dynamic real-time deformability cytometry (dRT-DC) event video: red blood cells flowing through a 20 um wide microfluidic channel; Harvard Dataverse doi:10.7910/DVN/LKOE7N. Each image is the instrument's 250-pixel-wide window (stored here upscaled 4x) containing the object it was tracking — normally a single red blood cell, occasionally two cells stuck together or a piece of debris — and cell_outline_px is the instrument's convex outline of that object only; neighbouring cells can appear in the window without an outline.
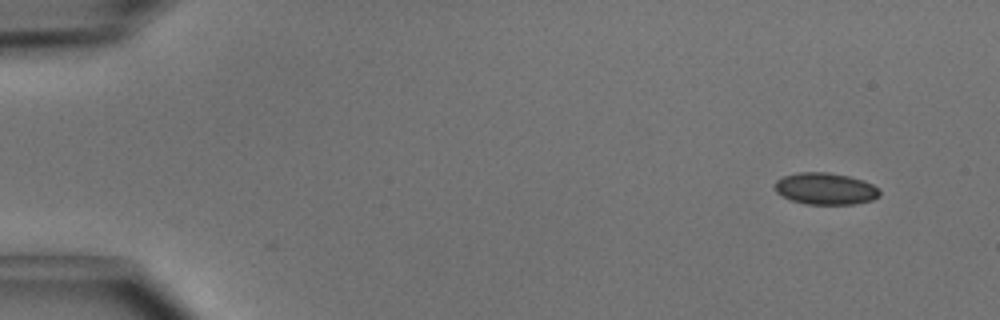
{"species": "common noctule bat (a hibernating species)", "species_latin": "Nyctalus noctula", "temperature_condition": "cold", "stored_images_in_passage": 47, "camera_frame_rate_fps": 3000, "um_per_image_px": 0.085, "animal": {"sex": "male", "body_mass_g": 15.6}, "frame": {"image": 1, "passage_image": 1, "time_ms": 0.0, "image_size_px": [1000, 320], "cell_outline_px": [[880, 196], [872, 200], [852, 204], [804, 204], [792, 200], [776, 192], [776, 180], [784, 176], [800, 172], [828, 172], [848, 176], [864, 180], [880, 188]], "centroid_in_image_um": [70.2, 16.04], "position_along_channel_um": 14.8, "area_um2": 19.36}}
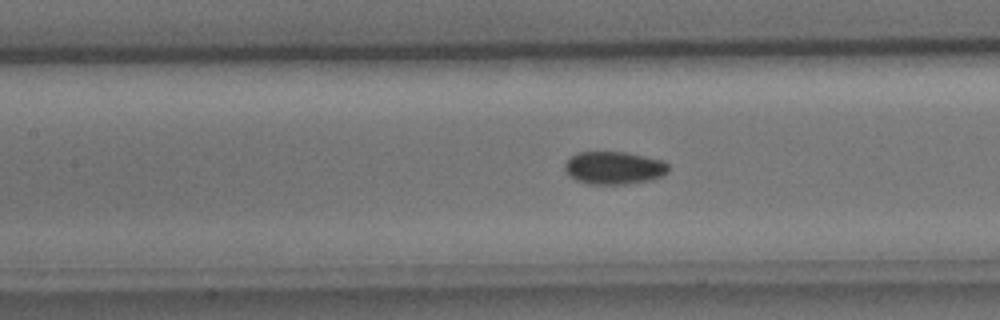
{"frame": {"image": 2, "passage_image": 20, "time_ms": 6.333, "image_size_px": [1000, 320], "cell_outline_px": [[668, 172], [660, 176], [648, 180], [624, 184], [588, 184], [576, 180], [568, 176], [564, 168], [564, 164], [572, 156], [580, 152], [628, 152], [664, 160], [668, 164]], "centroid_in_image_um": [52.18, 14.26], "position_along_channel_um": 155.2, "area_um2": 19.83}}
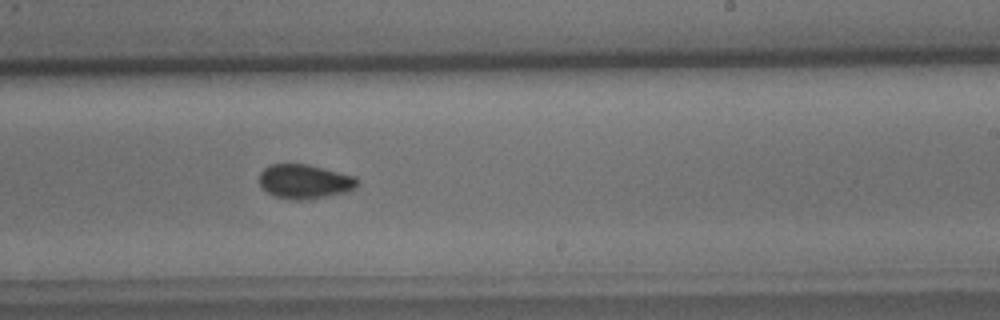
{"frame": {"image": 3, "passage_image": 28, "time_ms": 9.0, "image_size_px": [1000, 320], "cell_outline_px": [[360, 180], [356, 188], [348, 192], [308, 200], [292, 200], [276, 196], [268, 192], [260, 184], [260, 172], [264, 168], [272, 164], [308, 164], [356, 176]], "centroid_in_image_um": [25.96, 15.43], "position_along_channel_um": 263.0, "area_um2": 19.77}, "authors_computed_cell_mechanics": {"area_um2": 19.363, "velocity_mm_per_s": 4.0591, "shape_relaxation_time_tau1_ms": 7.9149, "shape_relaxation_time_tau2_ms": 9.4555, "deformation_change_tau1": 0.0955, "deformation_change_tau2": 0.0968}}